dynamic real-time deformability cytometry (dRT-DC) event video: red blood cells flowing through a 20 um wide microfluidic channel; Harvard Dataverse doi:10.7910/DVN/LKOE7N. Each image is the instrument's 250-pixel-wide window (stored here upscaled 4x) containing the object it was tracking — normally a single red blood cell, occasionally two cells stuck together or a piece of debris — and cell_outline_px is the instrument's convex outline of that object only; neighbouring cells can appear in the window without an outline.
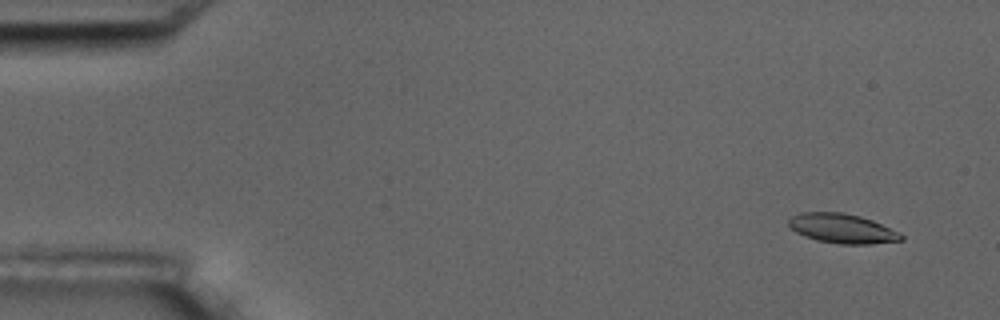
{"species": "common noctule bat (a hibernating species)", "species_latin": "Nyctalus noctula", "temperature_condition": "room temperature", "stored_images_in_passage": 8, "camera_frame_rate_fps": 3000, "um_per_image_px": 0.085, "animal": {"sex": "male", "body_mass_g": 17.5, "forearm_length_mm": 52.3}, "frame": {"image": 1, "passage_image": 2, "time_ms": 1.0, "image_size_px": [1000, 320], "cell_outline_px": [[904, 240], [872, 244], [840, 244], [816, 240], [804, 236], [796, 232], [788, 224], [788, 220], [792, 216], [800, 212], [844, 212], [860, 216], [872, 220], [900, 232], [904, 236]], "centroid_in_image_um": [71.61, 19.42], "position_along_channel_um": 13.4, "area_um2": 19.48}}
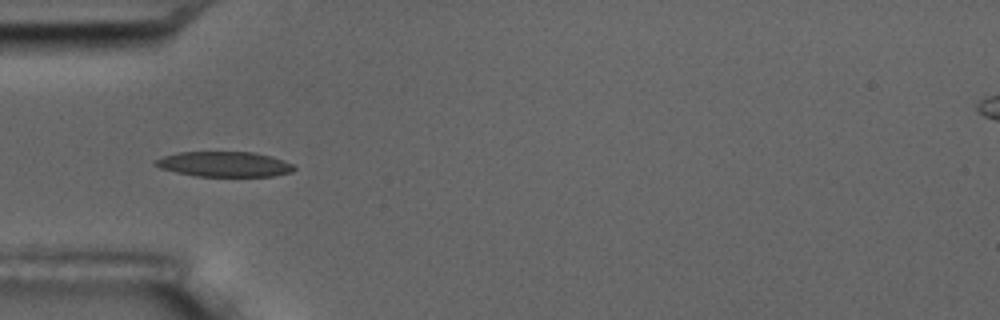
{"frame": {"image": 2, "passage_image": 6, "time_ms": 5.667, "image_size_px": [1000, 320], "cell_outline_px": [[296, 168], [292, 172], [272, 176], [196, 176], [176, 172], [160, 168], [152, 164], [152, 160], [164, 156], [180, 152], [252, 152], [272, 156], [284, 160], [292, 164]], "centroid_in_image_um": [19.05, 13.95], "position_along_channel_um": 66.0, "area_um2": 20.4}}